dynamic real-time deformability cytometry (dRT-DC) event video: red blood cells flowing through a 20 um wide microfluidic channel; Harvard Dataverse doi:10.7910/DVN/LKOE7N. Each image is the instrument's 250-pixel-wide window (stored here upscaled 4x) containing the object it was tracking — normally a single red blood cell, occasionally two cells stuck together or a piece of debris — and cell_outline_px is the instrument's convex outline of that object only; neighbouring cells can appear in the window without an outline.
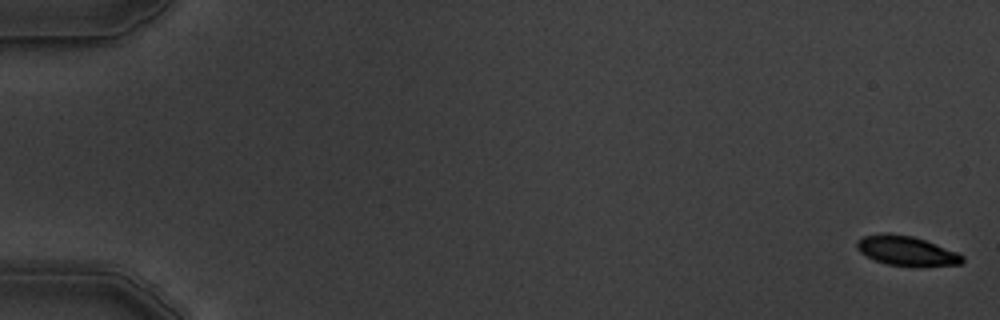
{"species": "common noctule bat (a hibernating species)", "species_latin": "Nyctalus noctula", "temperature_condition": "warm", "stored_images_in_passage": 7, "camera_frame_rate_fps": 3000, "um_per_image_px": 0.085, "animal": {"sex": "male", "body_mass_g": 19.5, "forearm_length_mm": 54.6}, "frame": {"image": 1, "passage_image": 1, "time_ms": 0.0, "image_size_px": [1000, 320], "cell_outline_px": [[964, 260], [960, 264], [888, 264], [876, 260], [860, 252], [856, 248], [856, 240], [864, 236], [880, 232], [888, 232], [912, 236], [924, 240], [956, 252], [964, 256]], "centroid_in_image_um": [76.96, 21.25], "position_along_channel_um": 8.0, "area_um2": 17.46}}
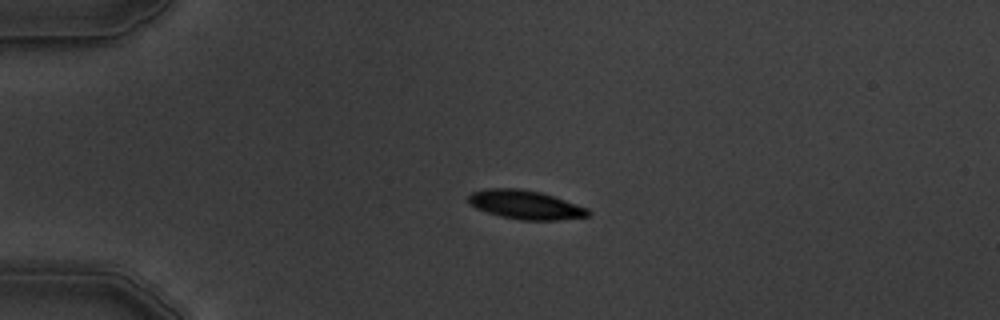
{"frame": {"image": 2, "passage_image": 5, "time_ms": 4.333, "image_size_px": [1000, 320], "cell_outline_px": [[592, 212], [588, 216], [556, 220], [520, 220], [500, 216], [476, 208], [468, 204], [468, 196], [472, 192], [484, 188], [520, 188], [540, 192], [588, 208]], "centroid_in_image_um": [44.63, 17.4], "position_along_channel_um": 40.4, "area_um2": 20.11}}